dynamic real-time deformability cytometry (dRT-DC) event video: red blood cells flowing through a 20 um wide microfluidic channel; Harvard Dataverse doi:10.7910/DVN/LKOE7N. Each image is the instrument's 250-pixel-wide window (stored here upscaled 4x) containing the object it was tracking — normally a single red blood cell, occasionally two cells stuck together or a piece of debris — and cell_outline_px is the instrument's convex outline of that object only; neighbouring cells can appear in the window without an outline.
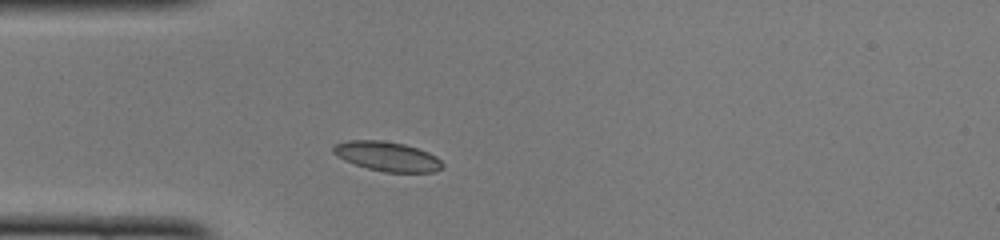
{"species": "common noctule bat (a hibernating species)", "species_latin": "Nyctalus noctula", "temperature_condition": "cold", "stored_images_in_passage": 36, "camera_frame_rate_fps": 3000, "um_per_image_px": 0.085, "animal": {"sex": "female", "body_mass_g": 22.0, "forearm_length_mm": 56.7}, "frame": {"image": 1, "passage_image": 1, "time_ms": 0.0, "image_size_px": [1000, 240], "cell_outline_px": [[444, 168], [436, 172], [384, 172], [368, 168], [344, 160], [336, 156], [332, 152], [332, 144], [348, 140], [384, 140], [404, 144], [428, 152], [436, 156], [444, 164]], "centroid_in_image_um": [32.9, 13.29], "position_along_channel_um": 52.1, "area_um2": 18.96}}
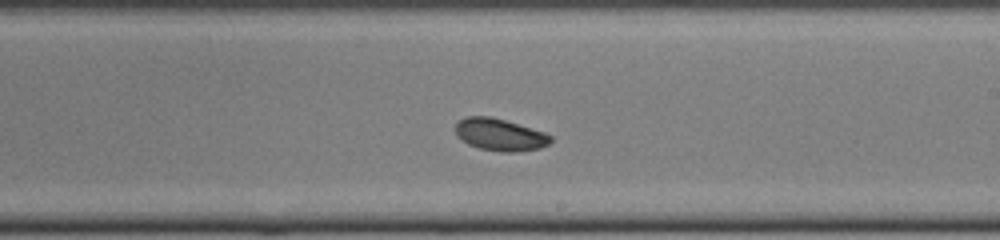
{"frame": {"image": 2, "passage_image": 16, "time_ms": 5.0, "image_size_px": [1000, 240], "cell_outline_px": [[552, 140], [548, 144], [540, 148], [516, 152], [500, 152], [480, 148], [468, 144], [460, 140], [456, 136], [456, 124], [460, 120], [468, 116], [492, 116], [544, 132], [552, 136]], "centroid_in_image_um": [42.48, 11.45], "position_along_channel_um": 246.5, "area_um2": 17.86}}
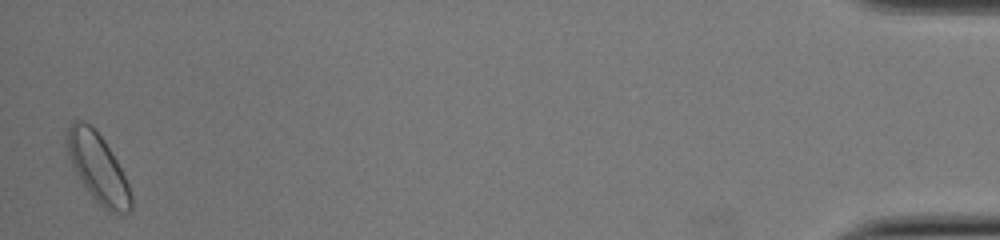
{"frame": {"image": 3, "passage_image": 36, "time_ms": 11.667, "image_size_px": [1000, 240], "cell_outline_px": [[132, 208], [128, 212], [116, 216], [108, 212], [88, 192], [76, 172], [72, 164], [64, 140], [68, 128], [72, 120], [84, 120], [104, 140], [116, 160], [128, 184], [132, 196]], "centroid_in_image_um": [8.32, 14.3], "position_along_channel_um": 426.9, "area_um2": 25.55}, "authors_computed_cell_mechanics": {"area_um2": 18.4382, "velocity_mm_per_s": 4.0438, "shape_relaxation_time_tau1_ms": 2.4503, "shape_relaxation_time_tau2_ms": null, "deformation_change_tau1": 0.0916, "deformation_change_tau2": null}}